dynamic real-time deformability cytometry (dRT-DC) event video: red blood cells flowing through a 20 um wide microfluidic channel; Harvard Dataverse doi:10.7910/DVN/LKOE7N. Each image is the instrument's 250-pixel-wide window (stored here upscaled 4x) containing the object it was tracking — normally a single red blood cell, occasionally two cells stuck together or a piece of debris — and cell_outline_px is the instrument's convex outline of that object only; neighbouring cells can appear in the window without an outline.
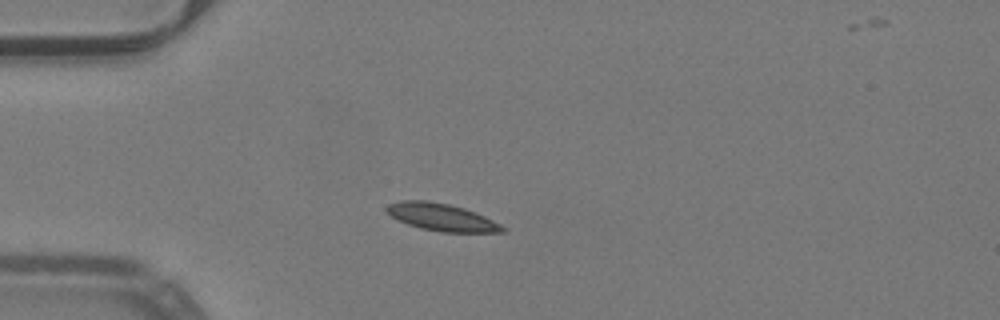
{"species": "common noctule bat (a hibernating species)", "species_latin": "Nyctalus noctula", "temperature_condition": "warm", "stored_images_in_passage": 44, "camera_frame_rate_fps": 3000, "um_per_image_px": 0.085, "animal": {"sex": "male", "body_mass_g": 19.2, "forearm_length_mm": 51.8}, "frame": {"image": 1, "passage_image": 10, "time_ms": 3.0, "image_size_px": [1000, 320], "cell_outline_px": [[508, 232], [444, 232], [420, 228], [408, 224], [392, 216], [384, 208], [388, 204], [404, 200], [428, 200], [448, 204], [464, 208], [476, 212], [508, 228]], "centroid_in_image_um": [37.58, 18.46], "position_along_channel_um": 47.4, "area_um2": 18.38}}
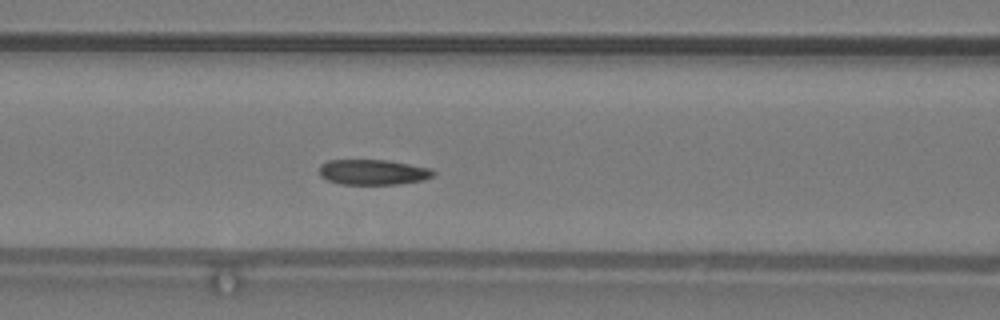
{"frame": {"image": 2, "passage_image": 18, "time_ms": 5.667, "image_size_px": [1000, 320], "cell_outline_px": [[436, 172], [432, 176], [424, 180], [396, 184], [340, 184], [328, 180], [320, 176], [320, 164], [328, 160], [388, 160], [432, 168]], "centroid_in_image_um": [31.72, 14.62], "position_along_channel_um": 134.9, "area_um2": 16.88}}
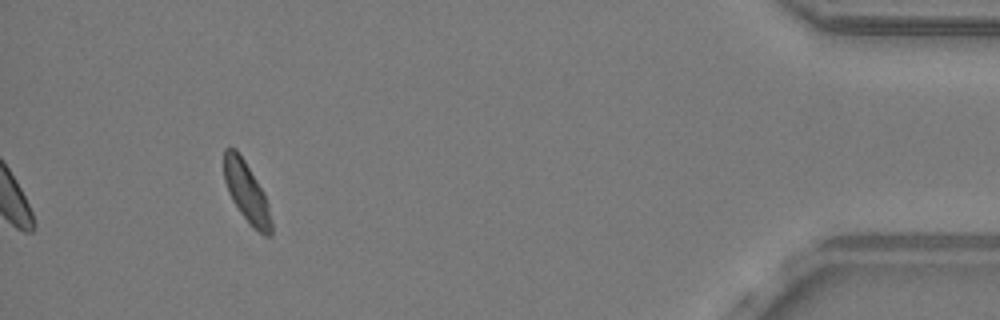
{"frame": {"image": 3, "passage_image": 44, "time_ms": 14.333, "image_size_px": [1000, 320], "cell_outline_px": [[272, 232], [268, 236], [264, 236], [240, 212], [232, 200], [228, 192], [224, 180], [224, 148], [236, 148], [244, 160], [264, 192], [268, 204], [272, 220]], "centroid_in_image_um": [20.96, 16.3], "position_along_channel_um": 414.2, "area_um2": 16.36}, "authors_computed_cell_mechanics": {"area_um2": 17.0799, "velocity_mm_per_s": 3.9799, "shape_relaxation_time_tau1_ms": 3.2246, "shape_relaxation_time_tau2_ms": 3.3409, "deformation_change_tau1": 0.0942, "deformation_change_tau2": 0.0813}}